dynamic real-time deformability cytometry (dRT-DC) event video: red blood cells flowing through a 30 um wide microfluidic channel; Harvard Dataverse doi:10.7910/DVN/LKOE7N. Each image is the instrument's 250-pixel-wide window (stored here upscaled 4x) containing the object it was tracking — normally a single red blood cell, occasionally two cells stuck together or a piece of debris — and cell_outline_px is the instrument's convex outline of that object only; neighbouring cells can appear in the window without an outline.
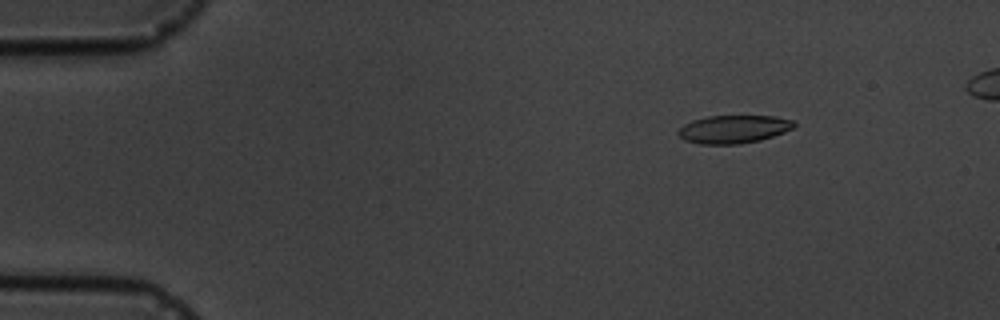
{"species": "common noctule bat (a hibernating species)", "species_latin": "Nyctalus noctula", "temperature_condition": "cold", "stored_images_in_passage": 15, "camera_frame_rate_fps": 3000, "um_per_image_px": 0.085, "animal": {"sex": "male", "body_mass_g": 19.5, "forearm_length_mm": 54.6}, "frame": {"image": 1, "passage_image": 2, "time_ms": 1.0, "image_size_px": [1000, 320], "cell_outline_px": [[796, 124], [792, 128], [784, 132], [760, 140], [740, 144], [700, 144], [684, 140], [676, 132], [684, 124], [692, 120], [708, 116], [776, 116], [792, 120]], "centroid_in_image_um": [62.33, 10.98], "position_along_channel_um": 22.7, "area_um2": 18.9}}
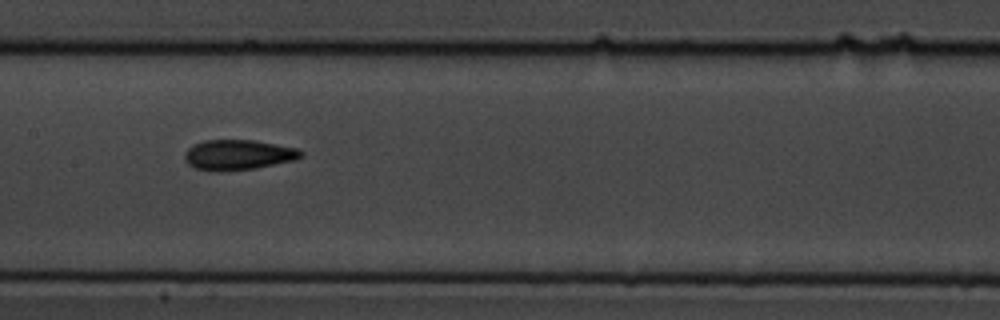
{"frame": {"image": 2, "passage_image": 7, "time_ms": 7.667, "image_size_px": [1000, 320], "cell_outline_px": [[304, 156], [296, 160], [256, 168], [220, 172], [216, 172], [196, 168], [188, 164], [184, 160], [184, 152], [192, 144], [204, 140], [252, 140], [296, 148], [304, 152]], "centroid_in_image_um": [20.22, 13.17], "position_along_channel_um": 187.2, "area_um2": 20.69}}
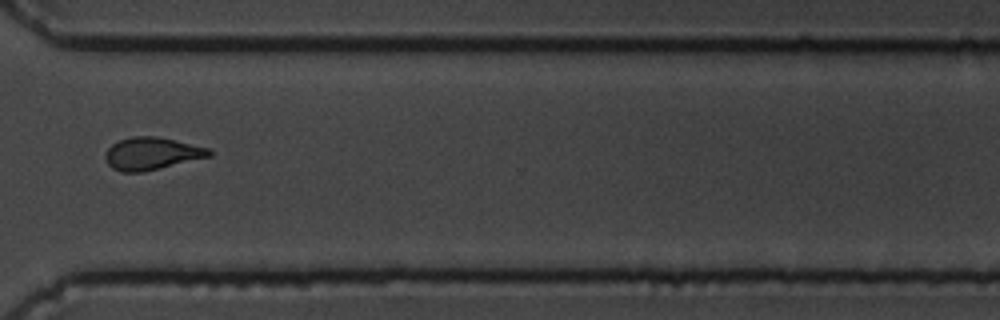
{"frame": {"image": 3, "passage_image": 11, "time_ms": 12.333, "image_size_px": [1000, 320], "cell_outline_px": [[212, 156], [144, 172], [124, 172], [112, 168], [108, 164], [104, 156], [104, 152], [112, 144], [120, 140], [132, 136], [156, 136], [212, 148]], "centroid_in_image_um": [12.92, 13.05], "position_along_channel_um": 357.7, "area_um2": 19.83}, "authors_computed_cell_mechanics": {"area_um2": 19.5364, "velocity_mm_per_s": 3.6686, "shape_relaxation_time_tau1_ms": 2.6395, "shape_relaxation_time_tau2_ms": 1.8506, "deformation_change_tau1": 0.1253, "deformation_change_tau2": 0.0837}}